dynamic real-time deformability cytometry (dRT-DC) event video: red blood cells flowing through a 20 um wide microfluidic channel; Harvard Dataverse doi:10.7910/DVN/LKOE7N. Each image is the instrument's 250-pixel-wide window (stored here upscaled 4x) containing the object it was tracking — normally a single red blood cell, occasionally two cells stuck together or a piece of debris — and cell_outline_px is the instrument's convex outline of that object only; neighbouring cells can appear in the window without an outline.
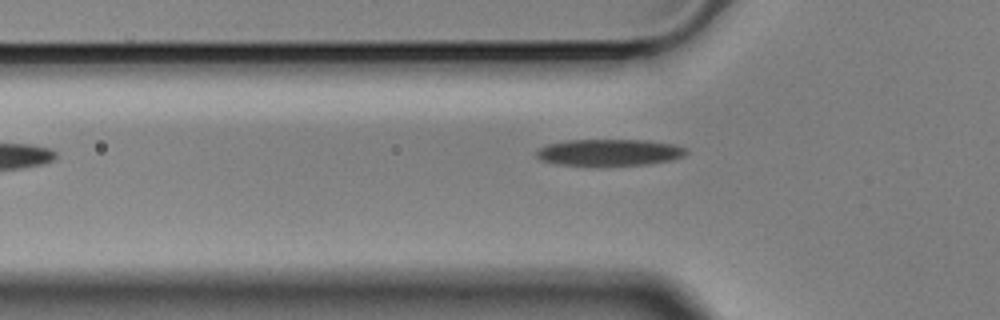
{"species": "Egyptian fruit bat (a non-hibernating species)", "species_latin": "Rousettus aegyptiacus", "temperature_condition": "cold", "stored_images_in_passage": 37, "camera_frame_rate_fps": 3000, "um_per_image_px": 0.085, "animal": {"sex": "male"}, "frame": {"image": 1, "passage_image": 4, "time_ms": 1.0, "image_size_px": [1000, 320], "cell_outline_px": [[688, 152], [684, 156], [672, 160], [648, 164], [604, 168], [596, 168], [556, 164], [540, 160], [536, 156], [536, 152], [544, 144], [568, 140], [648, 140], [672, 144], [684, 148]], "centroid_in_image_um": [51.74, 13.0], "position_along_channel_um": 74.1, "area_um2": 24.28}}
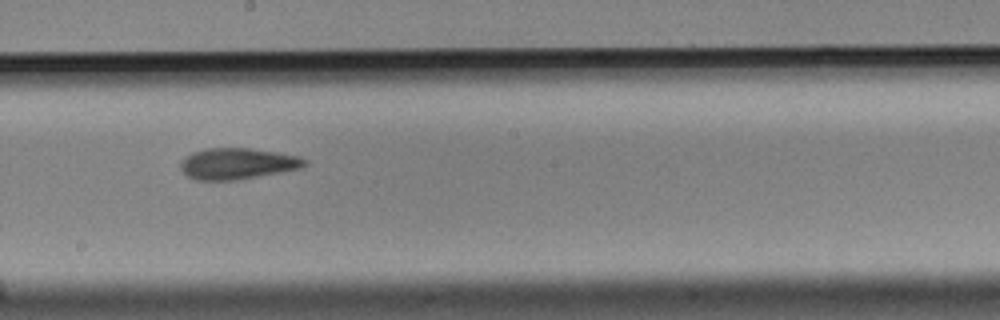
{"frame": {"image": 2, "passage_image": 17, "time_ms": 5.333, "image_size_px": [1000, 320], "cell_outline_px": [[308, 164], [300, 168], [280, 172], [236, 180], [196, 180], [188, 176], [180, 168], [180, 160], [192, 152], [204, 148], [248, 148], [280, 152], [300, 156], [308, 160]], "centroid_in_image_um": [20.19, 13.89], "position_along_channel_um": 228.0, "area_um2": 22.72}}
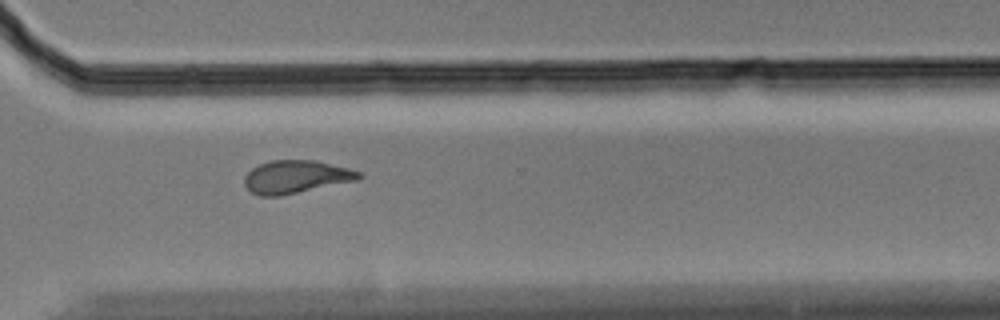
{"frame": {"image": 3, "passage_image": 27, "time_ms": 8.667, "image_size_px": [1000, 320], "cell_outline_px": [[364, 176], [356, 180], [280, 196], [260, 196], [252, 192], [244, 184], [244, 176], [252, 168], [260, 164], [272, 160], [316, 160], [348, 168], [360, 172]], "centroid_in_image_um": [25.14, 15.02], "position_along_channel_um": 345.5, "area_um2": 21.79}}